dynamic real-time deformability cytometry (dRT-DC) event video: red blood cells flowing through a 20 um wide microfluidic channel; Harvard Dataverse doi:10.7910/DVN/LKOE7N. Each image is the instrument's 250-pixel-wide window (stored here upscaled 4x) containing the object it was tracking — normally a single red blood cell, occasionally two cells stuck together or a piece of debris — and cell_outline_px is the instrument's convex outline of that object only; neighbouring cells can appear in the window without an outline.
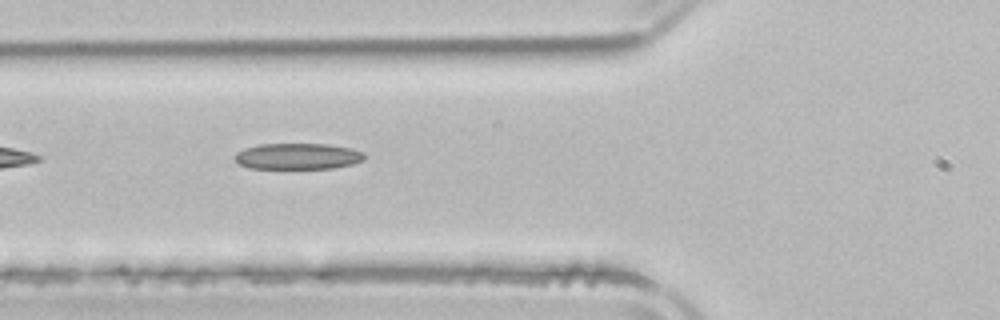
{"species": "common noctule bat (a hibernating species)", "species_latin": "Nyctalus noctula", "temperature_condition": "room temperature", "stored_images_in_passage": 6, "camera_frame_rate_fps": 3000, "um_per_image_px": 0.085, "animal": {"sex": "male", "body_mass_g": 21.5, "forearm_length_mm": 52.0}, "frame": {"image": 1, "passage_image": 5, "time_ms": 6.333, "image_size_px": [1000, 320], "cell_outline_px": [[364, 160], [352, 164], [332, 168], [248, 168], [240, 164], [232, 156], [236, 152], [244, 148], [260, 144], [328, 144], [352, 148], [364, 152]], "centroid_in_image_um": [25.3, 13.27], "position_along_channel_um": 100.5, "area_um2": 19.77}}
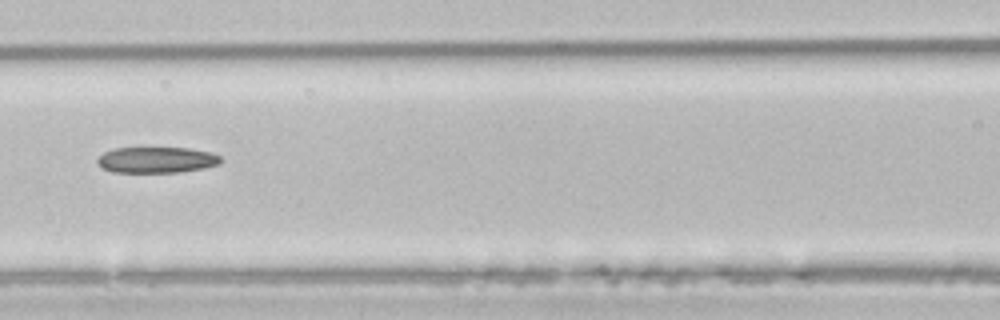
{"frame": {"image": 2, "passage_image": 6, "time_ms": 7.667, "image_size_px": [1000, 320], "cell_outline_px": [[220, 164], [204, 168], [180, 172], [112, 172], [100, 168], [96, 160], [104, 152], [116, 148], [188, 148], [212, 152], [220, 156]], "centroid_in_image_um": [13.3, 13.59], "position_along_channel_um": 153.3, "area_um2": 18.73}}